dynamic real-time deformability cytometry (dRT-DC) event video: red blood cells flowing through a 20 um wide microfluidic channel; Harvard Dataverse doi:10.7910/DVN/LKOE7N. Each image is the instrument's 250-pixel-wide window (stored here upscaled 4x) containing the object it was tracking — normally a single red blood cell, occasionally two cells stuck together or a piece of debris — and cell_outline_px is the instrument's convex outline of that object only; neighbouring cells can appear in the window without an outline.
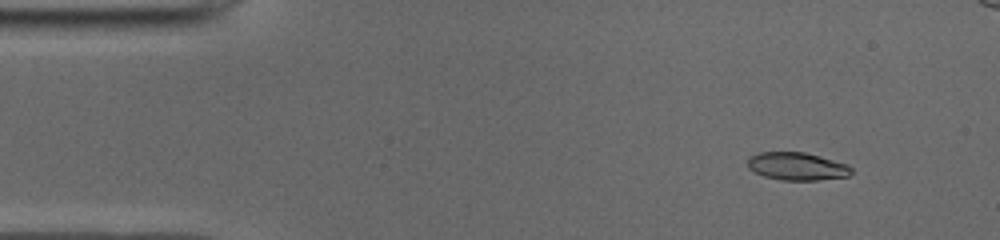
{"species": "common noctule bat (a hibernating species)", "species_latin": "Nyctalus noctula", "temperature_condition": "cold", "stored_images_in_passage": 47, "camera_frame_rate_fps": 3000, "um_per_image_px": 0.085, "animal": {"sex": "male", "body_mass_g": 19.0, "forearm_length_mm": 50.8}, "frame": {"image": 1, "passage_image": 1, "time_ms": 0.0, "image_size_px": [1000, 240], "cell_outline_px": [[852, 172], [848, 176], [816, 180], [780, 180], [764, 176], [748, 168], [748, 160], [752, 156], [760, 152], [804, 152], [820, 156], [848, 164], [852, 168]], "centroid_in_image_um": [67.77, 14.14], "position_along_channel_um": 17.2, "area_um2": 16.7}}
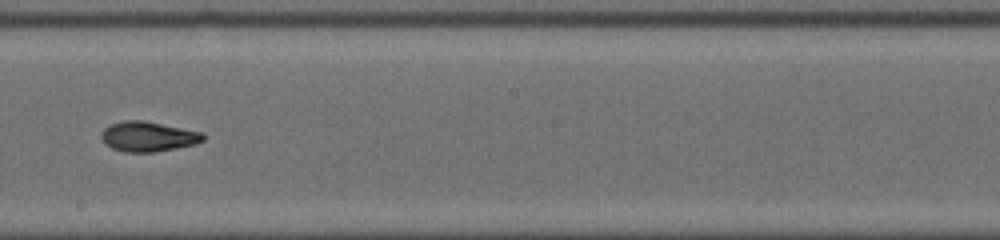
{"frame": {"image": 2, "passage_image": 24, "time_ms": 7.667, "image_size_px": [1000, 240], "cell_outline_px": [[204, 140], [196, 144], [156, 152], [124, 152], [112, 148], [104, 144], [100, 136], [104, 128], [112, 124], [124, 120], [140, 120], [204, 132]], "centroid_in_image_um": [12.58, 11.62], "position_along_channel_um": 235.6, "area_um2": 17.8}}
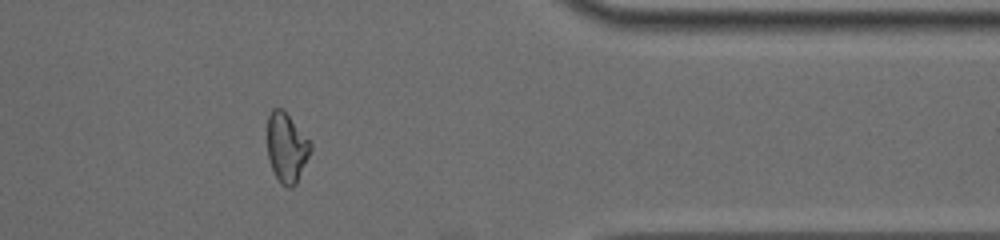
{"frame": {"image": 3, "passage_image": 37, "time_ms": 12.0, "image_size_px": [1000, 240], "cell_outline_px": [[312, 148], [296, 184], [292, 188], [288, 188], [280, 184], [272, 168], [268, 156], [268, 116], [272, 108], [280, 108], [288, 116], [312, 144]], "centroid_in_image_um": [24.35, 12.58], "position_along_channel_um": 387.0, "area_um2": 17.11}, "authors_computed_cell_mechanics": {"area_um2": 17.5712, "velocity_mm_per_s": 3.9601, "shape_relaxation_time_tau1_ms": 5.2334, "shape_relaxation_time_tau2_ms": 2.8531, "deformation_change_tau1": 0.1937, "deformation_change_tau2": 0.0885}}